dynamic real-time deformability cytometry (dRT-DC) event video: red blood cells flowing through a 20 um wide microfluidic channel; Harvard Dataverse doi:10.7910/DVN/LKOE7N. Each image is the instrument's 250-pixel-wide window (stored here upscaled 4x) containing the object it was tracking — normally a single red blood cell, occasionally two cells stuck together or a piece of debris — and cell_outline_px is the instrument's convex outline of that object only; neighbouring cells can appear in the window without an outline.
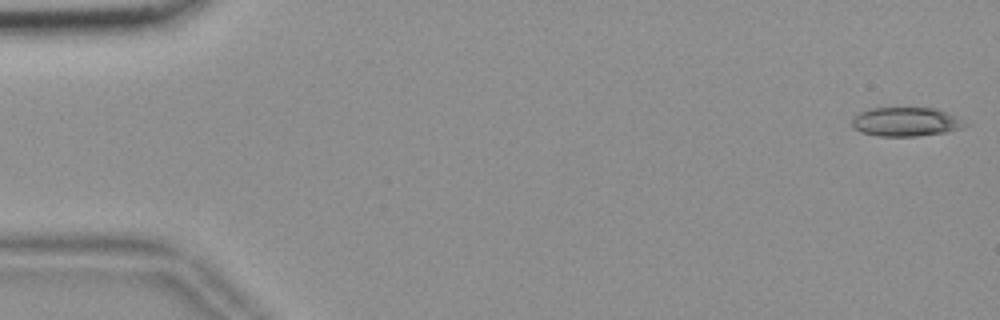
{"species": "common noctule bat (a hibernating species)", "species_latin": "Nyctalus noctula", "temperature_condition": "room temperature", "stored_images_in_passage": 55, "camera_frame_rate_fps": 3000, "um_per_image_px": 0.085, "animal": {"sex": "female", "body_mass_g": 18.4}, "frame": {"image": 1, "passage_image": 1, "time_ms": 0.0, "image_size_px": [1000, 320], "cell_outline_px": [[968, 124], [960, 128], [944, 132], [916, 136], [880, 136], [860, 132], [852, 128], [852, 120], [860, 112], [868, 108], [936, 108], [956, 116]], "centroid_in_image_um": [76.96, 10.35], "position_along_channel_um": 8.0, "area_um2": 18.96}}
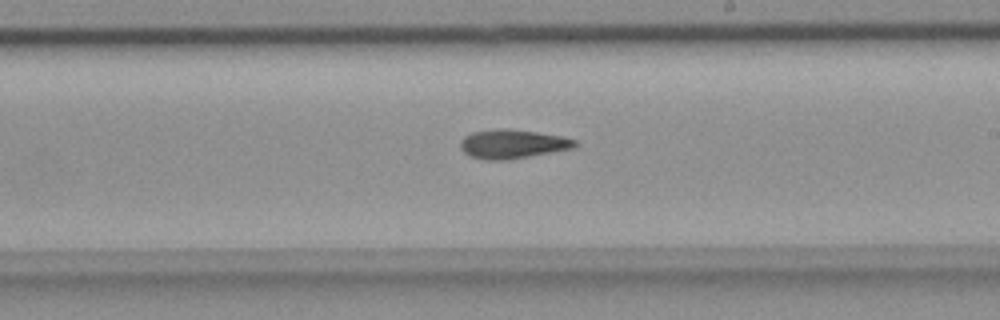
{"frame": {"image": 2, "passage_image": 32, "time_ms": 10.333, "image_size_px": [1000, 320], "cell_outline_px": [[580, 144], [576, 148], [504, 160], [484, 160], [472, 156], [464, 152], [460, 148], [460, 140], [464, 136], [472, 132], [500, 128], [508, 128], [564, 136], [576, 140]], "centroid_in_image_um": [43.6, 12.23], "position_along_channel_um": 245.4, "area_um2": 19.48}}
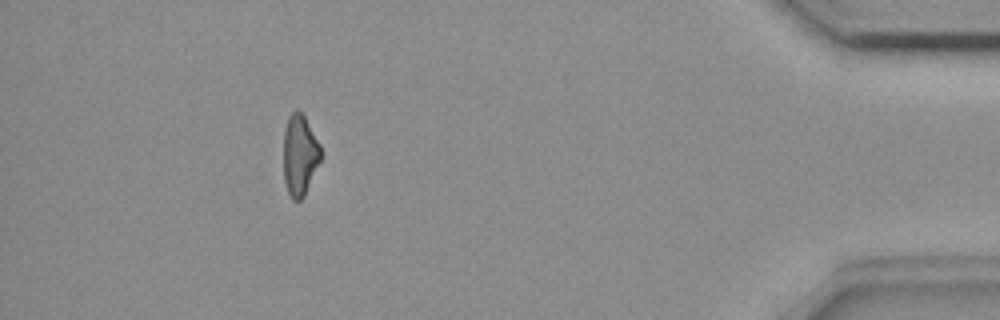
{"frame": {"image": 3, "passage_image": 50, "time_ms": 16.333, "image_size_px": [1000, 320], "cell_outline_px": [[320, 160], [304, 196], [300, 200], [292, 200], [288, 192], [284, 180], [284, 128], [288, 116], [296, 108], [304, 116], [320, 144]], "centroid_in_image_um": [25.46, 13.16], "position_along_channel_um": 409.7, "area_um2": 17.4}, "authors_computed_cell_mechanics": {"area_um2": 18.9584, "velocity_mm_per_s": 3.6742, "shape_relaxation_time_tau1_ms": 10.8904, "shape_relaxation_time_tau2_ms": null, "deformation_change_tau1": 0.2264, "deformation_change_tau2": null}}